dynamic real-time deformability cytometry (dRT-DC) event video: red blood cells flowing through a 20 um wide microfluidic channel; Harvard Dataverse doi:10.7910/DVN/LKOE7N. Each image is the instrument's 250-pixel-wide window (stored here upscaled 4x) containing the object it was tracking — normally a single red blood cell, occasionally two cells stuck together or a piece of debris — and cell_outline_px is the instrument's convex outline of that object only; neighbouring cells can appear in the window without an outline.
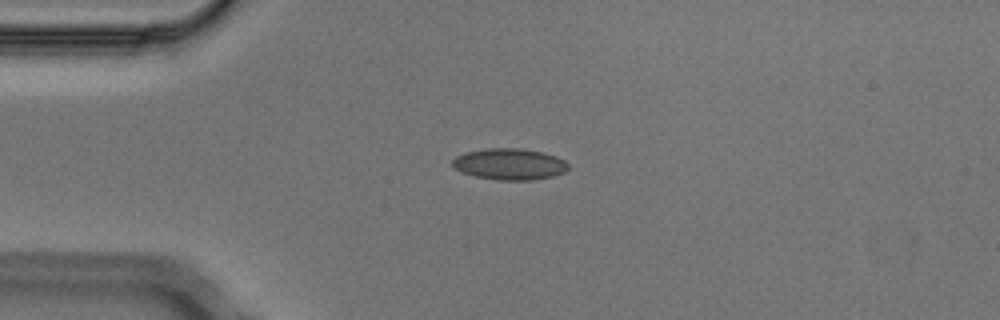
{"species": "Egyptian fruit bat (a non-hibernating species)", "species_latin": "Rousettus aegyptiacus", "temperature_condition": "cold", "stored_images_in_passage": 7, "camera_frame_rate_fps": 3000, "um_per_image_px": 0.085, "animal": {"sex": "male"}, "frame": {"image": 1, "passage_image": 3, "time_ms": 0.667, "image_size_px": [1000, 320], "cell_outline_px": [[568, 168], [564, 172], [552, 176], [532, 180], [500, 180], [476, 176], [464, 172], [456, 168], [452, 164], [452, 160], [456, 156], [468, 152], [488, 148], [520, 148], [544, 152], [556, 156], [564, 160], [568, 164]], "centroid_in_image_um": [43.35, 13.94], "position_along_channel_um": 41.6, "area_um2": 20.92}}
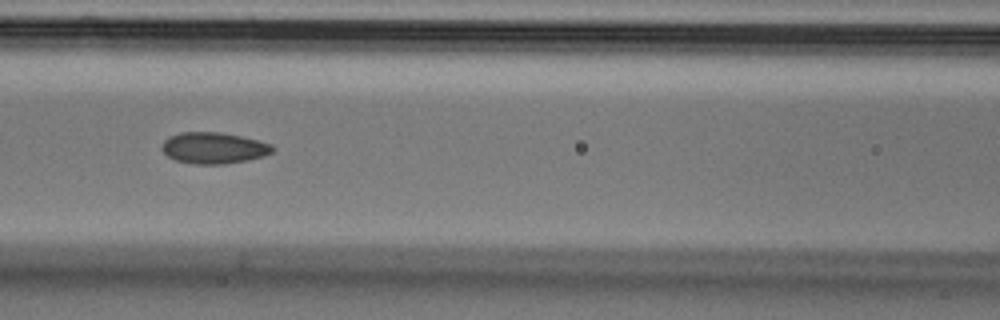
{"frame": {"image": 2, "passage_image": 6, "time_ms": 1.667, "image_size_px": [1000, 320], "cell_outline_px": [[276, 148], [272, 152], [264, 156], [248, 160], [224, 164], [196, 164], [176, 160], [168, 156], [160, 148], [164, 140], [168, 136], [180, 132], [220, 132], [240, 136], [272, 144]], "centroid_in_image_um": [18.16, 12.57], "position_along_channel_um": 148.4, "area_um2": 20.23}}
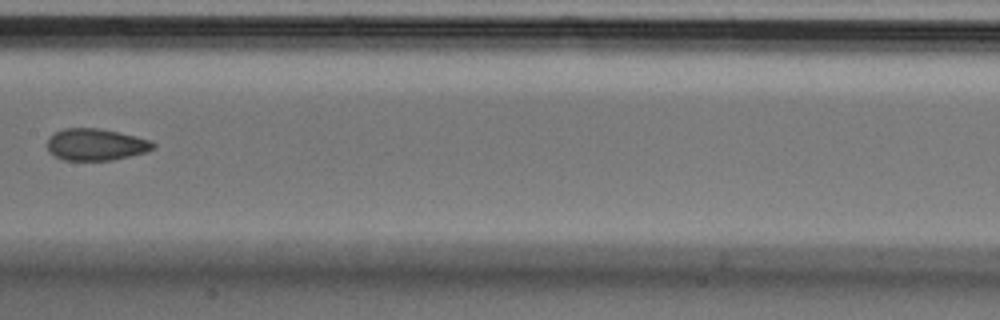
{"frame": {"image": 3, "passage_image": 7, "time_ms": 2.0, "image_size_px": [1000, 320], "cell_outline_px": [[156, 148], [148, 152], [112, 160], [64, 160], [48, 152], [48, 140], [56, 132], [64, 128], [100, 128], [136, 136], [152, 140], [156, 144]], "centroid_in_image_um": [8.21, 12.29], "position_along_channel_um": 199.2, "area_um2": 19.71}}